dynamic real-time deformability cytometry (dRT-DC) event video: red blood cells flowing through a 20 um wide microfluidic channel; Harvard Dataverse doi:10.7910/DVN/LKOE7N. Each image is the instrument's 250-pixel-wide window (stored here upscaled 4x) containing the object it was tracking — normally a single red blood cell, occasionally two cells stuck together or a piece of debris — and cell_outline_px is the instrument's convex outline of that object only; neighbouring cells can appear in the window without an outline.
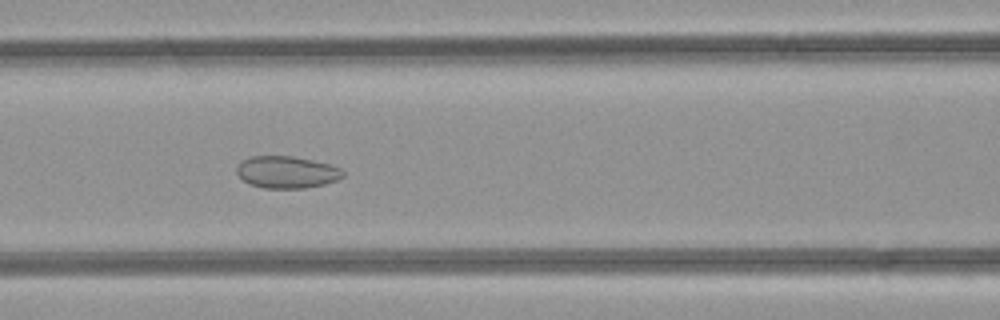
{"species": "common noctule bat (a hibernating species)", "species_latin": "Nyctalus noctula", "temperature_condition": "room temperature", "stored_images_in_passage": 50, "camera_frame_rate_fps": 3000, "um_per_image_px": 0.085, "animal": {"sex": "female", "body_mass_g": 21.9}, "frame": {"image": 1, "passage_image": 21, "time_ms": 6.667, "image_size_px": [1000, 320], "cell_outline_px": [[344, 176], [336, 180], [324, 184], [304, 188], [264, 188], [248, 184], [236, 172], [236, 168], [244, 160], [252, 156], [292, 156], [312, 160], [328, 164], [340, 168], [344, 172]], "centroid_in_image_um": [24.37, 14.64], "position_along_channel_um": 142.2, "area_um2": 19.65}}
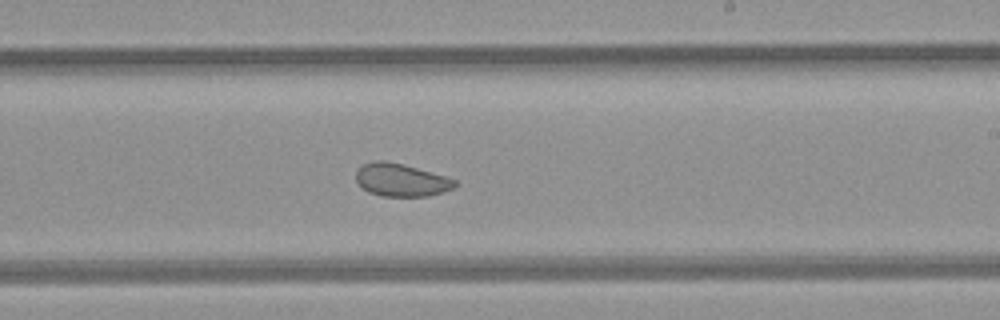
{"frame": {"image": 2, "passage_image": 29, "time_ms": 9.333, "image_size_px": [1000, 320], "cell_outline_px": [[460, 184], [444, 192], [428, 196], [380, 196], [368, 192], [356, 180], [356, 172], [364, 164], [376, 160], [384, 160], [404, 164], [444, 176], [456, 180]], "centroid_in_image_um": [34.12, 15.3], "position_along_channel_um": 254.9, "area_um2": 18.84}}
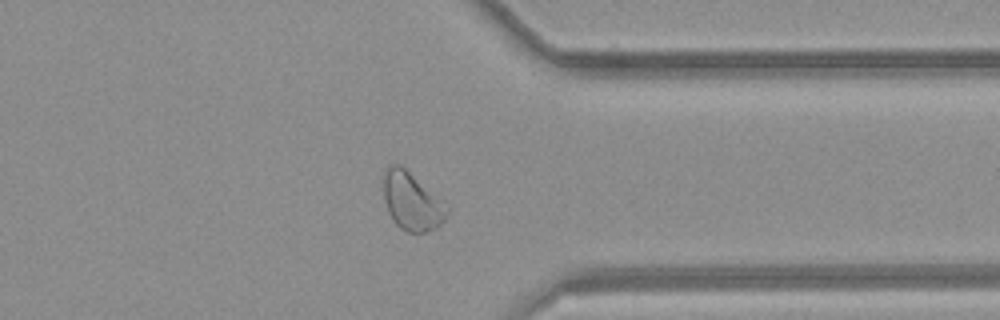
{"frame": {"image": 3, "passage_image": 38, "time_ms": 12.333, "image_size_px": [1000, 320], "cell_outline_px": [[448, 212], [444, 220], [436, 228], [424, 232], [408, 232], [400, 228], [392, 220], [388, 212], [384, 200], [384, 172], [392, 164], [400, 164], [448, 208]], "centroid_in_image_um": [34.96, 17.15], "position_along_channel_um": 376.4, "area_um2": 20.69}, "authors_computed_cell_mechanics": {"area_um2": 23.4668, "velocity_mm_per_s": 4.2332, "shape_relaxation_time_tau1_ms": null, "shape_relaxation_time_tau2_ms": 3.4403, "deformation_change_tau1": null, "deformation_change_tau2": 0.0659}}